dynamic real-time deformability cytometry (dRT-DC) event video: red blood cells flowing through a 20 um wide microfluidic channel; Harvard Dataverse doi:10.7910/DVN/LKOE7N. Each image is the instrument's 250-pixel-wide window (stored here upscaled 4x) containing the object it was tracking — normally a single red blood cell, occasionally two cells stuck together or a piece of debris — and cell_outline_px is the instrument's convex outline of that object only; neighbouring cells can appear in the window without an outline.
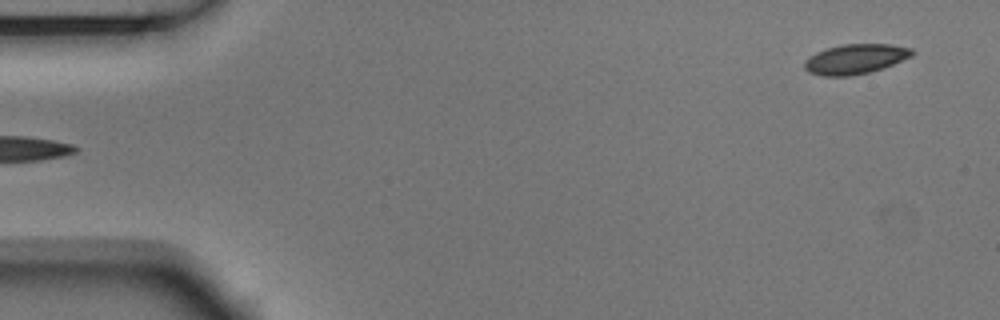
{"species": "Egyptian fruit bat (a non-hibernating species)", "species_latin": "Rousettus aegyptiacus", "temperature_condition": "room temperature", "stored_images_in_passage": 3, "camera_frame_rate_fps": 3000, "um_per_image_px": 0.085, "animal": {"sex": "male"}, "frame": {"image": 1, "passage_image": 3, "time_ms": 0.667, "image_size_px": [1000, 320], "cell_outline_px": [[916, 52], [912, 56], [892, 64], [868, 72], [848, 76], [824, 76], [808, 72], [804, 68], [804, 60], [808, 56], [816, 52], [840, 44], [892, 44], [912, 48]], "centroid_in_image_um": [72.68, 5.0], "position_along_channel_um": 12.3, "area_um2": 18.73}}